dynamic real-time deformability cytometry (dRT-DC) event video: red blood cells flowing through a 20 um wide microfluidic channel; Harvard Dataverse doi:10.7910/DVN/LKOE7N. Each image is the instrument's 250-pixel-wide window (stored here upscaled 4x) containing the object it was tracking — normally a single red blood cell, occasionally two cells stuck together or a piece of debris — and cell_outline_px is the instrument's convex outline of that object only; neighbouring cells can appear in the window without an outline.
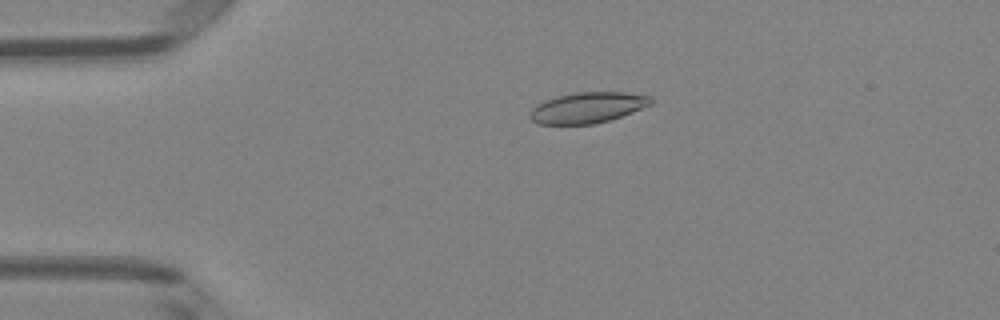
{"species": "Egyptian fruit bat (a non-hibernating species)", "species_latin": "Rousettus aegyptiacus", "temperature_condition": "room temperature", "stored_images_in_passage": 51, "camera_frame_rate_fps": 3000, "um_per_image_px": 0.085, "animal": {"sex": "female"}, "frame": {"image": 1, "passage_image": 11, "time_ms": 3.333, "image_size_px": [1000, 320], "cell_outline_px": [[652, 104], [632, 112], [608, 120], [592, 124], [540, 124], [532, 120], [528, 116], [532, 108], [536, 104], [544, 100], [556, 96], [576, 92], [624, 92], [652, 96]], "centroid_in_image_um": [49.92, 9.14], "position_along_channel_um": 35.1, "area_um2": 21.68}}
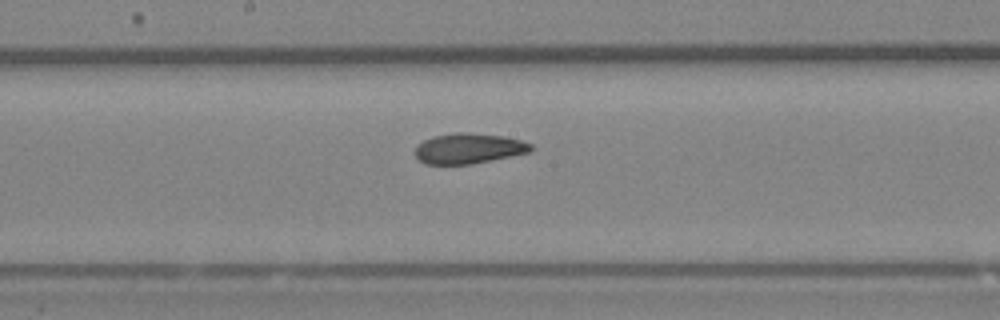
{"frame": {"image": 2, "passage_image": 27, "time_ms": 8.667, "image_size_px": [1000, 320], "cell_outline_px": [[532, 148], [528, 152], [512, 156], [472, 164], [424, 164], [416, 156], [416, 148], [424, 140], [432, 136], [456, 132], [464, 132], [504, 136], [520, 140], [532, 144]], "centroid_in_image_um": [39.84, 12.62], "position_along_channel_um": 208.4, "area_um2": 20.35}}
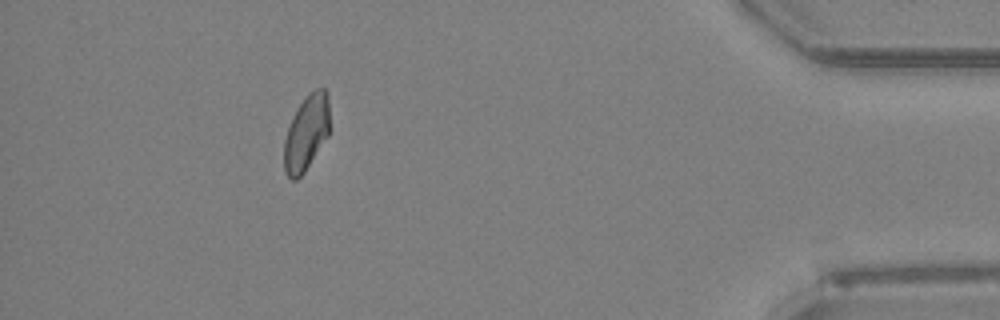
{"frame": {"image": 3, "passage_image": 46, "time_ms": 15.0, "image_size_px": [1000, 320], "cell_outline_px": [[328, 136], [304, 172], [296, 180], [292, 180], [284, 172], [284, 140], [292, 116], [304, 96], [308, 92], [316, 88], [324, 88], [328, 92]], "centroid_in_image_um": [26.02, 11.27], "position_along_channel_um": 409.2, "area_um2": 20.06}, "authors_computed_cell_mechanics": {"area_um2": 21.097, "velocity_mm_per_s": 4.0119, "shape_relaxation_time_tau1_ms": null, "shape_relaxation_time_tau2_ms": 1.8543, "deformation_change_tau1": null, "deformation_change_tau2": 0.0717}}